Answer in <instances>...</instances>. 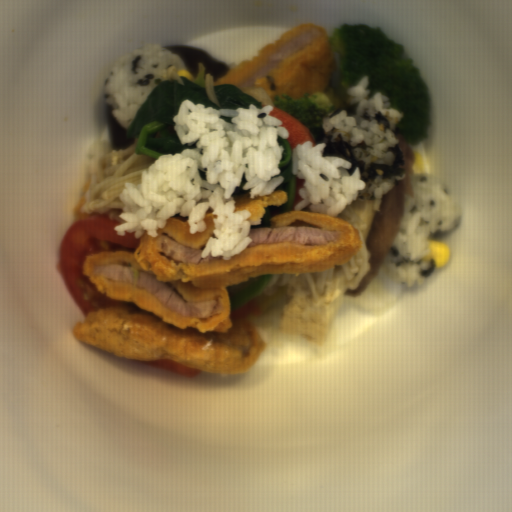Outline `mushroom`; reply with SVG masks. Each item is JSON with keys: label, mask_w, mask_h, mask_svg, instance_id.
Segmentation results:
<instances>
[{"label": "mushroom", "mask_w": 512, "mask_h": 512, "mask_svg": "<svg viewBox=\"0 0 512 512\" xmlns=\"http://www.w3.org/2000/svg\"><path fill=\"white\" fill-rule=\"evenodd\" d=\"M176 54L184 62L187 70L196 79L199 72V64H204V73L210 74L213 83L231 71L227 63L217 60L204 49L190 45H166L162 46Z\"/></svg>", "instance_id": "obj_1"}, {"label": "mushroom", "mask_w": 512, "mask_h": 512, "mask_svg": "<svg viewBox=\"0 0 512 512\" xmlns=\"http://www.w3.org/2000/svg\"><path fill=\"white\" fill-rule=\"evenodd\" d=\"M107 123H108V135L109 142L111 146V150L113 151H124L134 143H136V139L133 137H126L127 128L124 127L121 123H119L111 108L107 104Z\"/></svg>", "instance_id": "obj_2"}]
</instances>
